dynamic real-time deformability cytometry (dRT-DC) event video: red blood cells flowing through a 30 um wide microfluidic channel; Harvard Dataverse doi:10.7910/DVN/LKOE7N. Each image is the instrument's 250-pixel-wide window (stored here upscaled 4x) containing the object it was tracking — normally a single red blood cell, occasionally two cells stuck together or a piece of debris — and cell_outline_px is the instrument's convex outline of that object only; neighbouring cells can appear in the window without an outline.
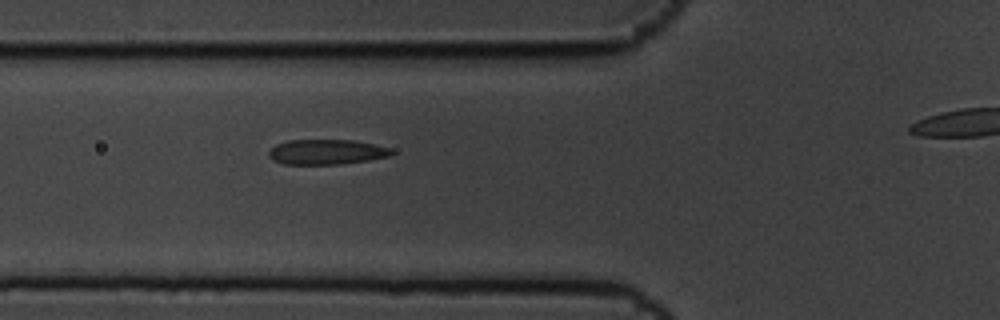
{"species": "common noctule bat (a hibernating species)", "species_latin": "Nyctalus noctula", "temperature_condition": "cold", "stored_images_in_passage": 5, "segment_of_instrument_passage": [1, 2], "camera_frame_rate_fps": 3000, "um_per_image_px": 0.085, "animal": {"sex": "male", "body_mass_g": 19.5, "forearm_length_mm": 54.6}, "frame": {"image": 1, "passage_image": 4, "time_ms": 1.0, "image_size_px": [1000, 320], "cell_outline_px": [[396, 152], [392, 156], [368, 160], [340, 164], [284, 164], [272, 160], [268, 156], [268, 152], [276, 144], [288, 140], [352, 140], [372, 144], [388, 148]], "centroid_in_image_um": [27.74, 12.92], "position_along_channel_um": 98.1, "area_um2": 17.92}}